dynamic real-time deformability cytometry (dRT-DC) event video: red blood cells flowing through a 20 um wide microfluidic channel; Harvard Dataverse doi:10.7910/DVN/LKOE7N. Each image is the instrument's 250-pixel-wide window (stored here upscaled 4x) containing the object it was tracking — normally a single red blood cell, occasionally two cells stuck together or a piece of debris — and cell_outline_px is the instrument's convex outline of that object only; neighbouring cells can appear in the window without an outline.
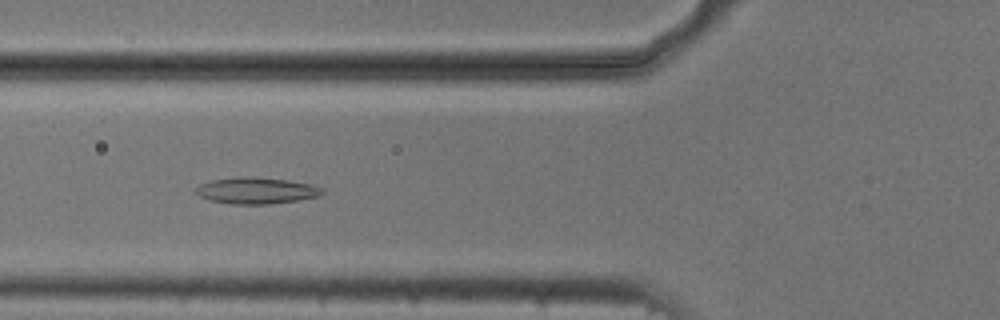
{"species": "common noctule bat (a hibernating species)", "species_latin": "Nyctalus noctula", "temperature_condition": "cold", "stored_images_in_passage": 53, "camera_frame_rate_fps": 3000, "um_per_image_px": 0.085, "animal": {"sex": "male", "body_mass_g": 20.5, "forearm_length_mm": 52.5}, "frame": {"image": 1, "passage_image": 20, "time_ms": 6.333, "image_size_px": [1000, 320], "cell_outline_px": [[324, 192], [320, 196], [300, 200], [272, 204], [232, 204], [208, 200], [192, 192], [200, 184], [212, 180], [236, 176], [252, 176], [288, 180], [312, 184], [320, 188]], "centroid_in_image_um": [21.76, 16.2], "position_along_channel_um": 104.0, "area_um2": 19.77}}
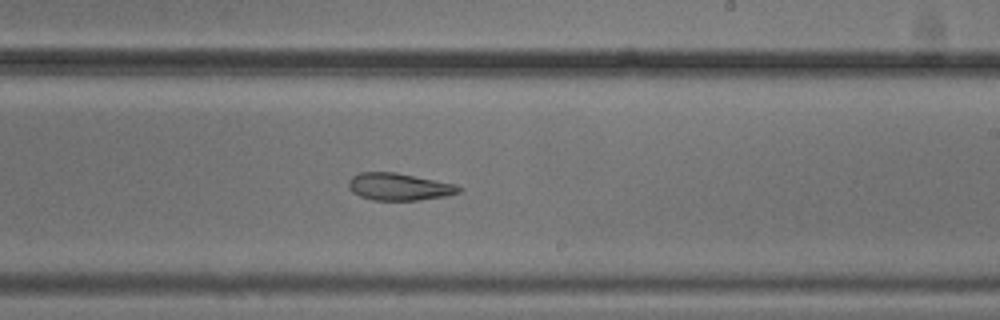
{"frame": {"image": 2, "passage_image": 32, "time_ms": 10.333, "image_size_px": [1000, 320], "cell_outline_px": [[460, 192], [444, 196], [420, 200], [372, 200], [360, 196], [352, 192], [348, 188], [348, 180], [352, 176], [360, 172], [396, 172], [456, 184], [460, 188]], "centroid_in_image_um": [33.88, 15.87], "position_along_channel_um": 255.1, "area_um2": 17.51}}
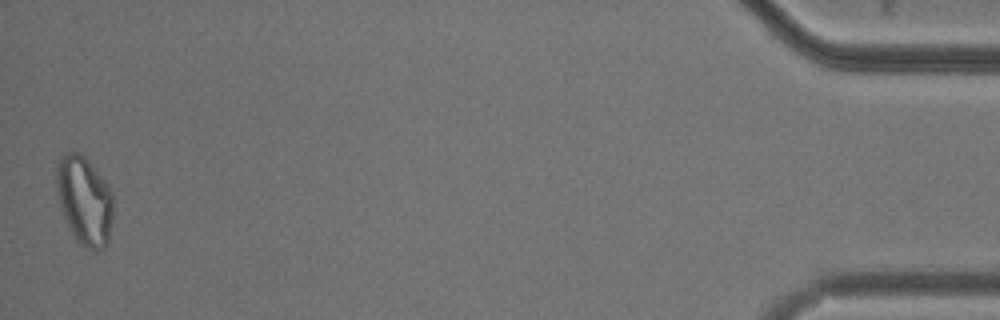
{"frame": {"image": 3, "passage_image": 53, "time_ms": 17.333, "image_size_px": [1000, 320], "cell_outline_px": [[112, 216], [108, 244], [104, 248], [96, 252], [80, 244], [76, 240], [60, 208], [56, 188], [56, 168], [60, 156], [68, 152], [80, 152], [88, 160], [108, 184], [112, 192]], "centroid_in_image_um": [7.18, 17.04], "position_along_channel_um": 428.0, "area_um2": 29.42}, "authors_computed_cell_mechanics": {"area_um2": 21.9062, "velocity_mm_per_s": 3.7692, "shape_relaxation_time_tau1_ms": null, "shape_relaxation_time_tau2_ms": 6.273, "deformation_change_tau1": null, "deformation_change_tau2": 0.1516}}